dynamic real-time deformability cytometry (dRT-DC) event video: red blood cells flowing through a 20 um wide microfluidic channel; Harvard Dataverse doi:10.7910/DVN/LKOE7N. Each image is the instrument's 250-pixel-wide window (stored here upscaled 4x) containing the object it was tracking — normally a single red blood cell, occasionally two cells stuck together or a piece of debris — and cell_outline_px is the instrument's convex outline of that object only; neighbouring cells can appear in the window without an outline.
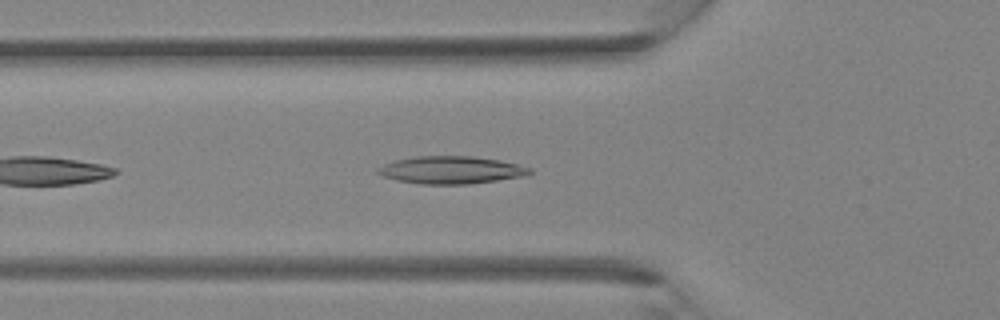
{"species": "Egyptian fruit bat (a non-hibernating species)", "species_latin": "Rousettus aegyptiacus", "temperature_condition": "room temperature", "stored_images_in_passage": 31, "camera_frame_rate_fps": 3000, "um_per_image_px": 0.085, "animal": {"sex": "female"}, "frame": {"image": 1, "passage_image": 4, "time_ms": 1.0, "image_size_px": [1000, 320], "cell_outline_px": [[532, 172], [524, 176], [468, 184], [420, 184], [396, 180], [384, 176], [376, 172], [376, 168], [384, 164], [396, 160], [416, 156], [472, 156], [500, 160], [532, 168]], "centroid_in_image_um": [38.33, 14.45], "position_along_channel_um": 87.5, "area_um2": 24.28}}
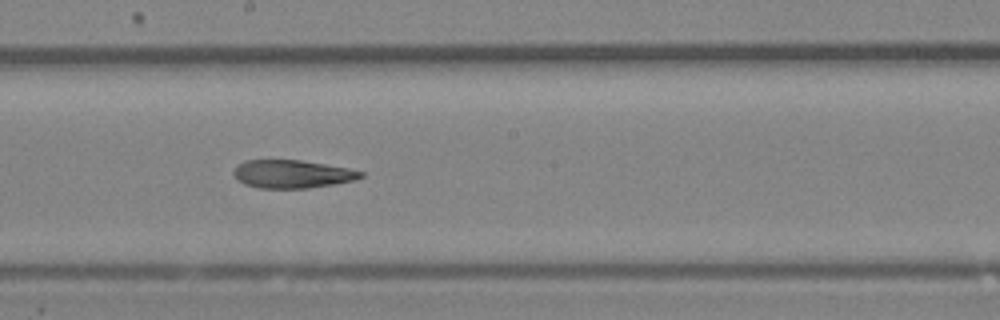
{"frame": {"image": 2, "passage_image": 12, "time_ms": 3.667, "image_size_px": [1000, 320], "cell_outline_px": [[364, 176], [356, 180], [308, 188], [260, 188], [244, 184], [232, 172], [244, 160], [300, 160], [348, 168], [364, 172]], "centroid_in_image_um": [24.87, 14.79], "position_along_channel_um": 223.3, "area_um2": 20.58}}
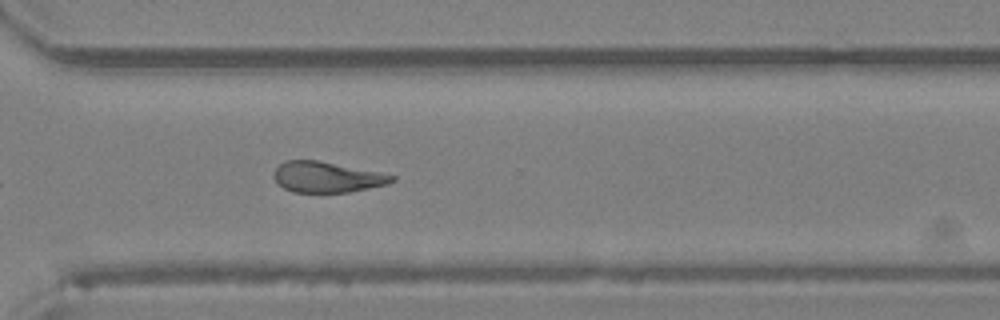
{"frame": {"image": 3, "passage_image": 19, "time_ms": 6.0, "image_size_px": [1000, 320], "cell_outline_px": [[396, 180], [388, 184], [348, 192], [292, 192], [284, 188], [272, 176], [272, 172], [280, 164], [288, 160], [316, 160], [396, 176]], "centroid_in_image_um": [27.75, 15.06], "position_along_channel_um": 342.8, "area_um2": 20.75}}